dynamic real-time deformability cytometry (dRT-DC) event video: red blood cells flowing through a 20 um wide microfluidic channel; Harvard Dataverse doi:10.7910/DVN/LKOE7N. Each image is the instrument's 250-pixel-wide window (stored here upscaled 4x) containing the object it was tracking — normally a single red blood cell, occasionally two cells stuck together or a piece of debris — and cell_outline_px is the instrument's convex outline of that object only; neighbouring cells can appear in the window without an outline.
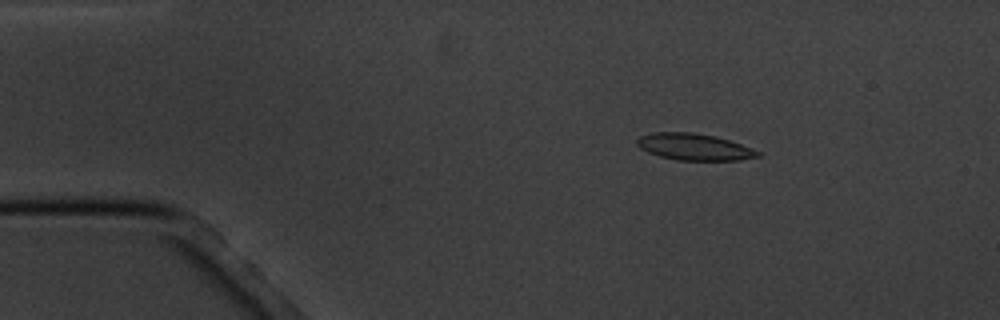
{"species": "common noctule bat (a hibernating species)", "species_latin": "Nyctalus noctula", "temperature_condition": "cold", "stored_images_in_passage": 5, "camera_frame_rate_fps": 3000, "um_per_image_px": 0.085, "animal": {"sex": "male", "body_mass_g": 20.1, "forearm_length_mm": 53.5}, "frame": {"image": 1, "passage_image": 3, "time_ms": 2.333, "image_size_px": [1000, 320], "cell_outline_px": [[760, 156], [740, 160], [676, 160], [660, 156], [648, 152], [640, 148], [636, 144], [636, 140], [640, 136], [652, 132], [692, 132], [712, 136], [728, 140], [740, 144], [760, 152]], "centroid_in_image_um": [58.96, 12.48], "position_along_channel_um": 26.0, "area_um2": 18.55}}